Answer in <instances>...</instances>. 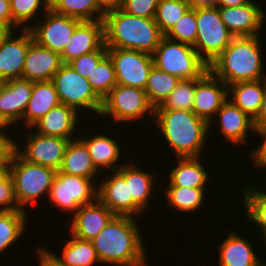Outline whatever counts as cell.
Masks as SVG:
<instances>
[{
  "mask_svg": "<svg viewBox=\"0 0 266 266\" xmlns=\"http://www.w3.org/2000/svg\"><path fill=\"white\" fill-rule=\"evenodd\" d=\"M138 224V218L115 215L91 240L101 264L149 266Z\"/></svg>",
  "mask_w": 266,
  "mask_h": 266,
  "instance_id": "6da1fadb",
  "label": "cell"
},
{
  "mask_svg": "<svg viewBox=\"0 0 266 266\" xmlns=\"http://www.w3.org/2000/svg\"><path fill=\"white\" fill-rule=\"evenodd\" d=\"M154 120L176 158L203 157L209 142V124L204 119L189 110L155 109Z\"/></svg>",
  "mask_w": 266,
  "mask_h": 266,
  "instance_id": "7a4b0ae2",
  "label": "cell"
},
{
  "mask_svg": "<svg viewBox=\"0 0 266 266\" xmlns=\"http://www.w3.org/2000/svg\"><path fill=\"white\" fill-rule=\"evenodd\" d=\"M260 36L234 37L209 65V70L227 86L241 81L266 79ZM262 53V54H261Z\"/></svg>",
  "mask_w": 266,
  "mask_h": 266,
  "instance_id": "3957f363",
  "label": "cell"
},
{
  "mask_svg": "<svg viewBox=\"0 0 266 266\" xmlns=\"http://www.w3.org/2000/svg\"><path fill=\"white\" fill-rule=\"evenodd\" d=\"M103 21L107 48L152 54L164 37L154 18L133 16L121 9L105 13Z\"/></svg>",
  "mask_w": 266,
  "mask_h": 266,
  "instance_id": "277c9868",
  "label": "cell"
},
{
  "mask_svg": "<svg viewBox=\"0 0 266 266\" xmlns=\"http://www.w3.org/2000/svg\"><path fill=\"white\" fill-rule=\"evenodd\" d=\"M55 170L26 161L14 149L9 156V173L14 182V192L18 207L27 211L39 198H48Z\"/></svg>",
  "mask_w": 266,
  "mask_h": 266,
  "instance_id": "5b68a950",
  "label": "cell"
},
{
  "mask_svg": "<svg viewBox=\"0 0 266 266\" xmlns=\"http://www.w3.org/2000/svg\"><path fill=\"white\" fill-rule=\"evenodd\" d=\"M152 58L155 67L180 80L200 78L209 69L193 46L165 36L152 53Z\"/></svg>",
  "mask_w": 266,
  "mask_h": 266,
  "instance_id": "8992f818",
  "label": "cell"
},
{
  "mask_svg": "<svg viewBox=\"0 0 266 266\" xmlns=\"http://www.w3.org/2000/svg\"><path fill=\"white\" fill-rule=\"evenodd\" d=\"M197 36L194 48L209 66L231 43L234 35L227 29L218 7L195 8Z\"/></svg>",
  "mask_w": 266,
  "mask_h": 266,
  "instance_id": "52a82bcc",
  "label": "cell"
},
{
  "mask_svg": "<svg viewBox=\"0 0 266 266\" xmlns=\"http://www.w3.org/2000/svg\"><path fill=\"white\" fill-rule=\"evenodd\" d=\"M155 108L149 102L144 89L132 86L116 85L103 99L99 116H106L114 122L128 121L127 123L141 120L150 115L154 121Z\"/></svg>",
  "mask_w": 266,
  "mask_h": 266,
  "instance_id": "ba28073f",
  "label": "cell"
},
{
  "mask_svg": "<svg viewBox=\"0 0 266 266\" xmlns=\"http://www.w3.org/2000/svg\"><path fill=\"white\" fill-rule=\"evenodd\" d=\"M52 82L61 104L75 108L80 116L84 110L100 115L103 100L95 93L88 79L76 72L69 64L61 65L53 76Z\"/></svg>",
  "mask_w": 266,
  "mask_h": 266,
  "instance_id": "9c48e42d",
  "label": "cell"
},
{
  "mask_svg": "<svg viewBox=\"0 0 266 266\" xmlns=\"http://www.w3.org/2000/svg\"><path fill=\"white\" fill-rule=\"evenodd\" d=\"M97 189L92 179L57 171L48 196L53 206L73 215L80 206L97 199Z\"/></svg>",
  "mask_w": 266,
  "mask_h": 266,
  "instance_id": "30bf717a",
  "label": "cell"
},
{
  "mask_svg": "<svg viewBox=\"0 0 266 266\" xmlns=\"http://www.w3.org/2000/svg\"><path fill=\"white\" fill-rule=\"evenodd\" d=\"M21 148L14 138V150L26 161L59 171L68 142L67 138L46 136L27 128ZM30 130V131H29ZM32 131V132H31ZM29 132V133H28ZM27 143V144H26ZM22 149V150H21ZM24 149V150H23Z\"/></svg>",
  "mask_w": 266,
  "mask_h": 266,
  "instance_id": "8fae6325",
  "label": "cell"
},
{
  "mask_svg": "<svg viewBox=\"0 0 266 266\" xmlns=\"http://www.w3.org/2000/svg\"><path fill=\"white\" fill-rule=\"evenodd\" d=\"M118 85L145 89L153 64L152 54L121 48H107Z\"/></svg>",
  "mask_w": 266,
  "mask_h": 266,
  "instance_id": "7c38bea8",
  "label": "cell"
},
{
  "mask_svg": "<svg viewBox=\"0 0 266 266\" xmlns=\"http://www.w3.org/2000/svg\"><path fill=\"white\" fill-rule=\"evenodd\" d=\"M42 20L32 22L30 27L33 40L40 46L50 49L59 54L64 50L66 43L71 38L76 26L81 22L78 19L71 18L53 12L49 9ZM35 24V25H34Z\"/></svg>",
  "mask_w": 266,
  "mask_h": 266,
  "instance_id": "4fadbf2b",
  "label": "cell"
},
{
  "mask_svg": "<svg viewBox=\"0 0 266 266\" xmlns=\"http://www.w3.org/2000/svg\"><path fill=\"white\" fill-rule=\"evenodd\" d=\"M109 177H102L104 181L98 183L97 198L115 215L138 218L144 210L130 195L129 181L116 170L108 171ZM111 174V175H110Z\"/></svg>",
  "mask_w": 266,
  "mask_h": 266,
  "instance_id": "5bb4252c",
  "label": "cell"
},
{
  "mask_svg": "<svg viewBox=\"0 0 266 266\" xmlns=\"http://www.w3.org/2000/svg\"><path fill=\"white\" fill-rule=\"evenodd\" d=\"M227 99V85L209 69L200 78H195L193 112L209 124V131L216 113Z\"/></svg>",
  "mask_w": 266,
  "mask_h": 266,
  "instance_id": "9a60e30c",
  "label": "cell"
},
{
  "mask_svg": "<svg viewBox=\"0 0 266 266\" xmlns=\"http://www.w3.org/2000/svg\"><path fill=\"white\" fill-rule=\"evenodd\" d=\"M18 32V33H17ZM20 32V33H19ZM19 34V35H18ZM29 29L7 32L0 40V80L21 79L26 52L33 42Z\"/></svg>",
  "mask_w": 266,
  "mask_h": 266,
  "instance_id": "2e32d148",
  "label": "cell"
},
{
  "mask_svg": "<svg viewBox=\"0 0 266 266\" xmlns=\"http://www.w3.org/2000/svg\"><path fill=\"white\" fill-rule=\"evenodd\" d=\"M256 1L237 7H218L221 19L234 37L261 36L266 12Z\"/></svg>",
  "mask_w": 266,
  "mask_h": 266,
  "instance_id": "e0dca14e",
  "label": "cell"
},
{
  "mask_svg": "<svg viewBox=\"0 0 266 266\" xmlns=\"http://www.w3.org/2000/svg\"><path fill=\"white\" fill-rule=\"evenodd\" d=\"M32 91L33 81L22 78L4 81L0 87V117L11 129L22 121Z\"/></svg>",
  "mask_w": 266,
  "mask_h": 266,
  "instance_id": "ac0fdd59",
  "label": "cell"
},
{
  "mask_svg": "<svg viewBox=\"0 0 266 266\" xmlns=\"http://www.w3.org/2000/svg\"><path fill=\"white\" fill-rule=\"evenodd\" d=\"M105 45L104 21H81L60 54L63 64H68L80 56L100 50Z\"/></svg>",
  "mask_w": 266,
  "mask_h": 266,
  "instance_id": "d6986e66",
  "label": "cell"
},
{
  "mask_svg": "<svg viewBox=\"0 0 266 266\" xmlns=\"http://www.w3.org/2000/svg\"><path fill=\"white\" fill-rule=\"evenodd\" d=\"M115 216L98 198L91 204L80 206L69 217L70 235L91 241ZM71 218V219H70Z\"/></svg>",
  "mask_w": 266,
  "mask_h": 266,
  "instance_id": "ffe728a7",
  "label": "cell"
},
{
  "mask_svg": "<svg viewBox=\"0 0 266 266\" xmlns=\"http://www.w3.org/2000/svg\"><path fill=\"white\" fill-rule=\"evenodd\" d=\"M215 117H217L216 122L221 136L224 137V141L227 140L233 144V147L247 144L250 139L248 132L254 133L253 119L229 99L221 106Z\"/></svg>",
  "mask_w": 266,
  "mask_h": 266,
  "instance_id": "44dd1931",
  "label": "cell"
},
{
  "mask_svg": "<svg viewBox=\"0 0 266 266\" xmlns=\"http://www.w3.org/2000/svg\"><path fill=\"white\" fill-rule=\"evenodd\" d=\"M79 112L65 104L52 108L46 115L37 121L32 127L34 132L46 136H58L69 140L76 139V129H79ZM78 127V128H77ZM75 133V135H74Z\"/></svg>",
  "mask_w": 266,
  "mask_h": 266,
  "instance_id": "7402d4cb",
  "label": "cell"
},
{
  "mask_svg": "<svg viewBox=\"0 0 266 266\" xmlns=\"http://www.w3.org/2000/svg\"><path fill=\"white\" fill-rule=\"evenodd\" d=\"M62 64L59 53L33 41L26 52L22 79L33 82L52 80Z\"/></svg>",
  "mask_w": 266,
  "mask_h": 266,
  "instance_id": "603a6c76",
  "label": "cell"
},
{
  "mask_svg": "<svg viewBox=\"0 0 266 266\" xmlns=\"http://www.w3.org/2000/svg\"><path fill=\"white\" fill-rule=\"evenodd\" d=\"M90 135L89 133L86 136L83 135L84 138L79 135L78 138L86 145L94 166L100 172L103 170L104 172L105 170H118L124 164L120 160L123 154L121 153L122 147L119 146L120 143L113 136L111 137L110 134L103 135L102 133H98L96 135L95 133L92 136ZM87 136L89 137L87 138Z\"/></svg>",
  "mask_w": 266,
  "mask_h": 266,
  "instance_id": "cb8c5ba5",
  "label": "cell"
},
{
  "mask_svg": "<svg viewBox=\"0 0 266 266\" xmlns=\"http://www.w3.org/2000/svg\"><path fill=\"white\" fill-rule=\"evenodd\" d=\"M251 241L238 235L236 230L228 232L225 240L218 246V266H255L261 258L256 254L258 249L253 248Z\"/></svg>",
  "mask_w": 266,
  "mask_h": 266,
  "instance_id": "d4e9b609",
  "label": "cell"
},
{
  "mask_svg": "<svg viewBox=\"0 0 266 266\" xmlns=\"http://www.w3.org/2000/svg\"><path fill=\"white\" fill-rule=\"evenodd\" d=\"M60 99L52 80L33 82V91L24 113L21 125L31 128L52 108L60 105Z\"/></svg>",
  "mask_w": 266,
  "mask_h": 266,
  "instance_id": "484cf974",
  "label": "cell"
},
{
  "mask_svg": "<svg viewBox=\"0 0 266 266\" xmlns=\"http://www.w3.org/2000/svg\"><path fill=\"white\" fill-rule=\"evenodd\" d=\"M128 156V160L123 161L124 164L117 170L126 181H129L130 195L133 200L145 211L150 204V199L153 193H155L154 183L158 182L155 179V174L141 169L135 165V162H131Z\"/></svg>",
  "mask_w": 266,
  "mask_h": 266,
  "instance_id": "4316f807",
  "label": "cell"
},
{
  "mask_svg": "<svg viewBox=\"0 0 266 266\" xmlns=\"http://www.w3.org/2000/svg\"><path fill=\"white\" fill-rule=\"evenodd\" d=\"M59 171L92 179L96 184L99 174L102 177V173L94 166L86 145L79 138L68 142Z\"/></svg>",
  "mask_w": 266,
  "mask_h": 266,
  "instance_id": "83f0119b",
  "label": "cell"
},
{
  "mask_svg": "<svg viewBox=\"0 0 266 266\" xmlns=\"http://www.w3.org/2000/svg\"><path fill=\"white\" fill-rule=\"evenodd\" d=\"M177 164L173 166L168 176L167 186L189 188H206L209 182V172L201 162V157L176 158Z\"/></svg>",
  "mask_w": 266,
  "mask_h": 266,
  "instance_id": "f1b7e54d",
  "label": "cell"
},
{
  "mask_svg": "<svg viewBox=\"0 0 266 266\" xmlns=\"http://www.w3.org/2000/svg\"><path fill=\"white\" fill-rule=\"evenodd\" d=\"M228 99L254 119L261 108L266 90V79L241 81L227 86Z\"/></svg>",
  "mask_w": 266,
  "mask_h": 266,
  "instance_id": "f546056e",
  "label": "cell"
},
{
  "mask_svg": "<svg viewBox=\"0 0 266 266\" xmlns=\"http://www.w3.org/2000/svg\"><path fill=\"white\" fill-rule=\"evenodd\" d=\"M250 182L251 181L248 180L245 184V189L243 188L241 191L243 193V198H241V200L243 199V210H245L243 213L247 217L246 219L252 223L251 225H254L253 228L258 225L256 227L258 228L257 234L258 231L261 233L259 234L261 238L258 239L263 240L262 242L265 245L264 249H266V180L264 179V182L260 183V186L264 185V188L259 185L255 186V182Z\"/></svg>",
  "mask_w": 266,
  "mask_h": 266,
  "instance_id": "4dcf8cb0",
  "label": "cell"
},
{
  "mask_svg": "<svg viewBox=\"0 0 266 266\" xmlns=\"http://www.w3.org/2000/svg\"><path fill=\"white\" fill-rule=\"evenodd\" d=\"M164 193L165 202L171 210L174 208L175 211L187 212V214L197 213L206 199V188L168 186L164 188Z\"/></svg>",
  "mask_w": 266,
  "mask_h": 266,
  "instance_id": "1f68e13d",
  "label": "cell"
},
{
  "mask_svg": "<svg viewBox=\"0 0 266 266\" xmlns=\"http://www.w3.org/2000/svg\"><path fill=\"white\" fill-rule=\"evenodd\" d=\"M66 241L61 255L59 253L58 255L55 254L62 262L69 266H94V264H101L91 241L82 240L73 235Z\"/></svg>",
  "mask_w": 266,
  "mask_h": 266,
  "instance_id": "d6a6232c",
  "label": "cell"
},
{
  "mask_svg": "<svg viewBox=\"0 0 266 266\" xmlns=\"http://www.w3.org/2000/svg\"><path fill=\"white\" fill-rule=\"evenodd\" d=\"M28 211H0V253L17 244L26 231Z\"/></svg>",
  "mask_w": 266,
  "mask_h": 266,
  "instance_id": "836d02e7",
  "label": "cell"
},
{
  "mask_svg": "<svg viewBox=\"0 0 266 266\" xmlns=\"http://www.w3.org/2000/svg\"><path fill=\"white\" fill-rule=\"evenodd\" d=\"M50 9L60 15L80 21L103 19L105 13L98 7L96 0H49Z\"/></svg>",
  "mask_w": 266,
  "mask_h": 266,
  "instance_id": "e575fe53",
  "label": "cell"
},
{
  "mask_svg": "<svg viewBox=\"0 0 266 266\" xmlns=\"http://www.w3.org/2000/svg\"><path fill=\"white\" fill-rule=\"evenodd\" d=\"M10 6L12 13V31H16L17 29H30L33 25L30 22L38 19L39 12H41L40 15H44L50 9V1L11 0Z\"/></svg>",
  "mask_w": 266,
  "mask_h": 266,
  "instance_id": "d590c367",
  "label": "cell"
},
{
  "mask_svg": "<svg viewBox=\"0 0 266 266\" xmlns=\"http://www.w3.org/2000/svg\"><path fill=\"white\" fill-rule=\"evenodd\" d=\"M179 81L178 77L152 67L144 91L154 108L169 96Z\"/></svg>",
  "mask_w": 266,
  "mask_h": 266,
  "instance_id": "8d00e7d4",
  "label": "cell"
},
{
  "mask_svg": "<svg viewBox=\"0 0 266 266\" xmlns=\"http://www.w3.org/2000/svg\"><path fill=\"white\" fill-rule=\"evenodd\" d=\"M87 79L102 100L117 85L114 65L108 54L99 61Z\"/></svg>",
  "mask_w": 266,
  "mask_h": 266,
  "instance_id": "74e56055",
  "label": "cell"
},
{
  "mask_svg": "<svg viewBox=\"0 0 266 266\" xmlns=\"http://www.w3.org/2000/svg\"><path fill=\"white\" fill-rule=\"evenodd\" d=\"M195 79H181L175 89L155 109L193 111Z\"/></svg>",
  "mask_w": 266,
  "mask_h": 266,
  "instance_id": "f35d334b",
  "label": "cell"
},
{
  "mask_svg": "<svg viewBox=\"0 0 266 266\" xmlns=\"http://www.w3.org/2000/svg\"><path fill=\"white\" fill-rule=\"evenodd\" d=\"M188 9L186 0H159L155 22L165 35Z\"/></svg>",
  "mask_w": 266,
  "mask_h": 266,
  "instance_id": "ab89813d",
  "label": "cell"
},
{
  "mask_svg": "<svg viewBox=\"0 0 266 266\" xmlns=\"http://www.w3.org/2000/svg\"><path fill=\"white\" fill-rule=\"evenodd\" d=\"M164 36L170 40L194 46L197 36L195 8H189Z\"/></svg>",
  "mask_w": 266,
  "mask_h": 266,
  "instance_id": "60d3db41",
  "label": "cell"
},
{
  "mask_svg": "<svg viewBox=\"0 0 266 266\" xmlns=\"http://www.w3.org/2000/svg\"><path fill=\"white\" fill-rule=\"evenodd\" d=\"M106 54L107 47L104 45L100 50L84 54L68 64L84 78H88L93 69Z\"/></svg>",
  "mask_w": 266,
  "mask_h": 266,
  "instance_id": "b9f144b4",
  "label": "cell"
},
{
  "mask_svg": "<svg viewBox=\"0 0 266 266\" xmlns=\"http://www.w3.org/2000/svg\"><path fill=\"white\" fill-rule=\"evenodd\" d=\"M159 0H123L121 10L143 18H155Z\"/></svg>",
  "mask_w": 266,
  "mask_h": 266,
  "instance_id": "7bdbcfd3",
  "label": "cell"
},
{
  "mask_svg": "<svg viewBox=\"0 0 266 266\" xmlns=\"http://www.w3.org/2000/svg\"><path fill=\"white\" fill-rule=\"evenodd\" d=\"M21 210L18 207L15 192L14 182L8 172L2 179H0V211H16Z\"/></svg>",
  "mask_w": 266,
  "mask_h": 266,
  "instance_id": "ee69618b",
  "label": "cell"
},
{
  "mask_svg": "<svg viewBox=\"0 0 266 266\" xmlns=\"http://www.w3.org/2000/svg\"><path fill=\"white\" fill-rule=\"evenodd\" d=\"M254 134H257L258 137L261 138V143L257 144V147L255 149L251 150L250 152V157L252 158L250 161L254 164L253 167L257 170L264 169L266 171V127H260V128H255ZM259 145V146H258ZM263 172L266 174V172ZM266 176V175H264ZM266 177L262 179L264 180Z\"/></svg>",
  "mask_w": 266,
  "mask_h": 266,
  "instance_id": "f6af8a7d",
  "label": "cell"
},
{
  "mask_svg": "<svg viewBox=\"0 0 266 266\" xmlns=\"http://www.w3.org/2000/svg\"><path fill=\"white\" fill-rule=\"evenodd\" d=\"M36 251L39 266H69L57 258L55 253L52 252L53 250L50 251L49 248L45 249L40 245Z\"/></svg>",
  "mask_w": 266,
  "mask_h": 266,
  "instance_id": "bcb514c9",
  "label": "cell"
},
{
  "mask_svg": "<svg viewBox=\"0 0 266 266\" xmlns=\"http://www.w3.org/2000/svg\"><path fill=\"white\" fill-rule=\"evenodd\" d=\"M7 131L0 132V161H9V156L14 149V136L7 135Z\"/></svg>",
  "mask_w": 266,
  "mask_h": 266,
  "instance_id": "7dc6e473",
  "label": "cell"
},
{
  "mask_svg": "<svg viewBox=\"0 0 266 266\" xmlns=\"http://www.w3.org/2000/svg\"><path fill=\"white\" fill-rule=\"evenodd\" d=\"M0 26L7 32L12 31V13L9 0H0Z\"/></svg>",
  "mask_w": 266,
  "mask_h": 266,
  "instance_id": "c3c4849f",
  "label": "cell"
},
{
  "mask_svg": "<svg viewBox=\"0 0 266 266\" xmlns=\"http://www.w3.org/2000/svg\"><path fill=\"white\" fill-rule=\"evenodd\" d=\"M98 7L104 12L107 13L112 10L121 9L123 0H96Z\"/></svg>",
  "mask_w": 266,
  "mask_h": 266,
  "instance_id": "681fc988",
  "label": "cell"
},
{
  "mask_svg": "<svg viewBox=\"0 0 266 266\" xmlns=\"http://www.w3.org/2000/svg\"><path fill=\"white\" fill-rule=\"evenodd\" d=\"M255 128L266 127V90L258 115L253 119Z\"/></svg>",
  "mask_w": 266,
  "mask_h": 266,
  "instance_id": "f907efd6",
  "label": "cell"
},
{
  "mask_svg": "<svg viewBox=\"0 0 266 266\" xmlns=\"http://www.w3.org/2000/svg\"><path fill=\"white\" fill-rule=\"evenodd\" d=\"M189 4V8H198V7H217L218 0H186Z\"/></svg>",
  "mask_w": 266,
  "mask_h": 266,
  "instance_id": "816d5d0a",
  "label": "cell"
},
{
  "mask_svg": "<svg viewBox=\"0 0 266 266\" xmlns=\"http://www.w3.org/2000/svg\"><path fill=\"white\" fill-rule=\"evenodd\" d=\"M252 0H218L217 7H237L244 5Z\"/></svg>",
  "mask_w": 266,
  "mask_h": 266,
  "instance_id": "f5cc1de1",
  "label": "cell"
},
{
  "mask_svg": "<svg viewBox=\"0 0 266 266\" xmlns=\"http://www.w3.org/2000/svg\"><path fill=\"white\" fill-rule=\"evenodd\" d=\"M9 172V161H0V179Z\"/></svg>",
  "mask_w": 266,
  "mask_h": 266,
  "instance_id": "db71d44e",
  "label": "cell"
},
{
  "mask_svg": "<svg viewBox=\"0 0 266 266\" xmlns=\"http://www.w3.org/2000/svg\"><path fill=\"white\" fill-rule=\"evenodd\" d=\"M9 126L5 123V121L0 117V132L8 131Z\"/></svg>",
  "mask_w": 266,
  "mask_h": 266,
  "instance_id": "11a10c76",
  "label": "cell"
},
{
  "mask_svg": "<svg viewBox=\"0 0 266 266\" xmlns=\"http://www.w3.org/2000/svg\"><path fill=\"white\" fill-rule=\"evenodd\" d=\"M6 33L7 31L3 27L0 26V40Z\"/></svg>",
  "mask_w": 266,
  "mask_h": 266,
  "instance_id": "9f6ffc18",
  "label": "cell"
},
{
  "mask_svg": "<svg viewBox=\"0 0 266 266\" xmlns=\"http://www.w3.org/2000/svg\"><path fill=\"white\" fill-rule=\"evenodd\" d=\"M255 266H266V263L260 260Z\"/></svg>",
  "mask_w": 266,
  "mask_h": 266,
  "instance_id": "6f0895ef",
  "label": "cell"
}]
</instances>
